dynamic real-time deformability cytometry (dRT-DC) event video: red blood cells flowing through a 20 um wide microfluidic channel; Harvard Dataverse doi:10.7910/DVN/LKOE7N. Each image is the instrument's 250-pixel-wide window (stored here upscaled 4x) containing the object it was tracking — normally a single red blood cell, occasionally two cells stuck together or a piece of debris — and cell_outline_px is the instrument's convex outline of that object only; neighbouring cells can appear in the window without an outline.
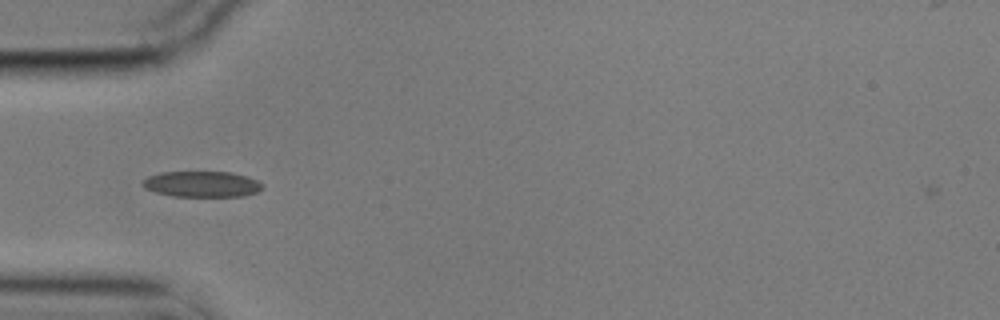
{"species": "common noctule bat (a hibernating species)", "species_latin": "Nyctalus noctula", "temperature_condition": "cold", "stored_images_in_passage": 41, "camera_frame_rate_fps": 3000, "um_per_image_px": 0.085, "animal": {"sex": "male", "body_mass_g": 17.9}, "frame": {"image": 1, "passage_image": 2, "time_ms": 0.333, "image_size_px": [1000, 320], "cell_outline_px": [[264, 188], [256, 192], [244, 196], [172, 196], [156, 192], [144, 188], [140, 184], [148, 176], [160, 172], [232, 172], [248, 176], [264, 184]], "centroid_in_image_um": [17.17, 15.64], "position_along_channel_um": 67.8, "area_um2": 18.15}}
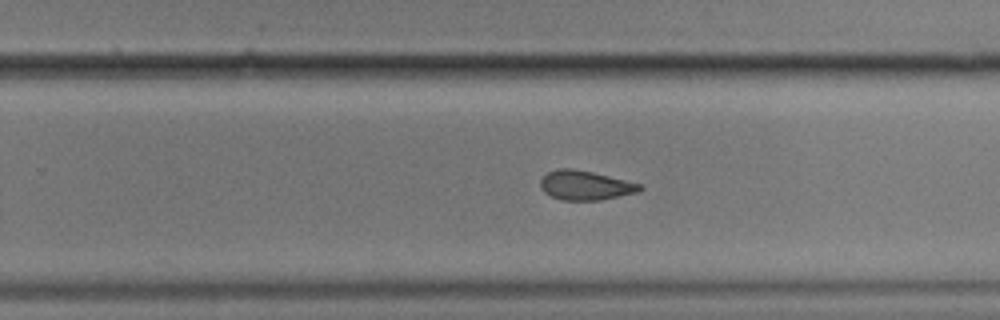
{"frame": {"image": 2, "passage_image": 20, "time_ms": 6.333, "image_size_px": [1000, 320], "cell_outline_px": [[644, 188], [640, 192], [600, 200], [560, 200], [544, 192], [540, 188], [540, 180], [548, 172], [556, 168], [572, 168], [592, 172], [640, 184]], "centroid_in_image_um": [49.73, 15.76], "position_along_channel_um": 280.1, "area_um2": 16.99}}
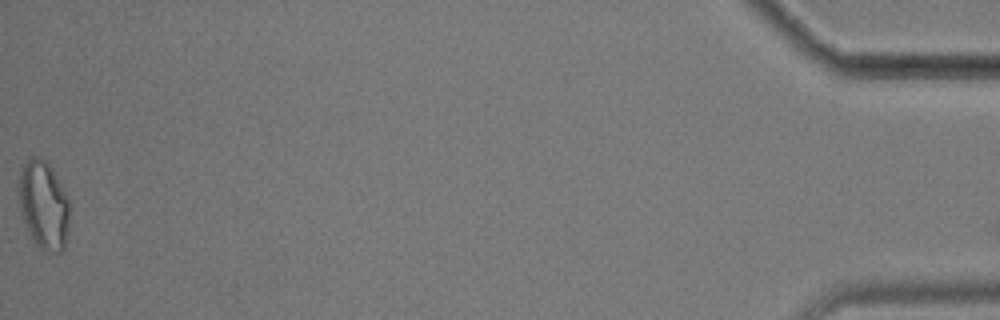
{"frame": {"image": 3, "passage_image": 41, "time_ms": 13.333, "image_size_px": [1000, 320], "cell_outline_px": [[68, 232], [64, 248], [60, 252], [44, 252], [36, 244], [24, 220], [20, 208], [16, 192], [16, 184], [20, 168], [32, 156], [40, 156], [52, 168], [68, 196]], "centroid_in_image_um": [3.68, 17.38], "position_along_channel_um": 431.5, "area_um2": 26.47}, "authors_computed_cell_mechanics": {"area_um2": 18.0914, "velocity_mm_per_s": 3.53, "shape_relaxation_time_tau1_ms": null, "shape_relaxation_time_tau2_ms": 2.8929, "deformation_change_tau1": null, "deformation_change_tau2": 0.0809}}